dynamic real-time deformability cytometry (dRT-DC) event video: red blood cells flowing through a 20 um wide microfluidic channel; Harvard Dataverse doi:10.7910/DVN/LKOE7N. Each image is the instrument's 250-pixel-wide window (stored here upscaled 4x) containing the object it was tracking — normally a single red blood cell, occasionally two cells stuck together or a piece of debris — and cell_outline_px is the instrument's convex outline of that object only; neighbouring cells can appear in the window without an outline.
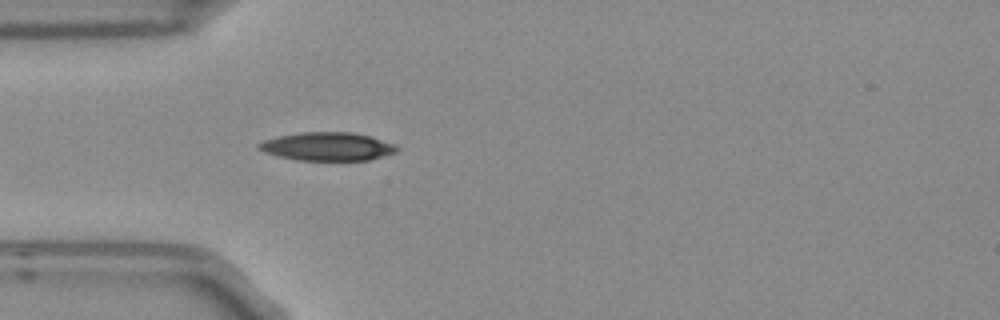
{"species": "Egyptian fruit bat (a non-hibernating species)", "species_latin": "Rousettus aegyptiacus", "temperature_condition": "room temperature", "stored_images_in_passage": 4, "camera_frame_rate_fps": 3000, "um_per_image_px": 0.085, "frame": {"image": 1, "passage_image": 4, "time_ms": 1.0, "image_size_px": [1000, 320], "cell_outline_px": [[400, 148], [396, 152], [368, 160], [300, 160], [280, 156], [264, 152], [256, 148], [256, 144], [264, 140], [280, 136], [300, 132], [352, 132], [372, 136], [392, 144]], "centroid_in_image_um": [27.82, 12.44], "position_along_channel_um": 57.2, "area_um2": 22.66}}